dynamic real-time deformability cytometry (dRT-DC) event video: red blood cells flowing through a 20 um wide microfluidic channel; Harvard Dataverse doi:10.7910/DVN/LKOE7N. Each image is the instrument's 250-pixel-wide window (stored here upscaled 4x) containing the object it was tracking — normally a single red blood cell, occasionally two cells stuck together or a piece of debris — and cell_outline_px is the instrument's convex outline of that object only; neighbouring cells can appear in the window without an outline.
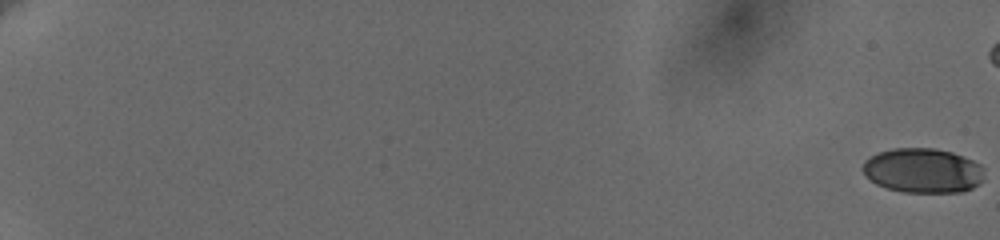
{"species": "human", "species_latin": "Homo sapiens", "temperature_condition": "cold", "stored_images_in_passage": 58, "camera_frame_rate_fps": 3000, "um_per_image_px": 0.085, "donor": {"sex": "female"}, "frame": {"image": 1, "passage_image": 1, "time_ms": 0.0, "image_size_px": [1000, 240], "cell_outline_px": [[984, 180], [980, 184], [964, 192], [904, 192], [888, 188], [876, 184], [860, 168], [864, 160], [880, 152], [892, 148], [936, 148], [952, 152], [964, 156], [980, 164], [984, 168]], "centroid_in_image_um": [78.49, 14.49], "position_along_channel_um": 6.5, "area_um2": 31.85}}
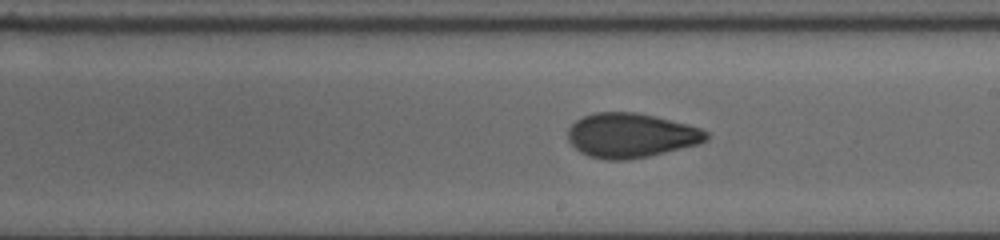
{"frame": {"image": 2, "passage_image": 40, "time_ms": 13.0, "image_size_px": [1000, 240], "cell_outline_px": [[708, 140], [700, 144], [648, 156], [628, 160], [608, 160], [588, 156], [580, 152], [568, 140], [568, 128], [576, 120], [584, 116], [596, 112], [636, 112], [688, 124], [700, 128], [708, 132]], "centroid_in_image_um": [53.64, 11.51], "position_along_channel_um": 235.4, "area_um2": 35.89}}
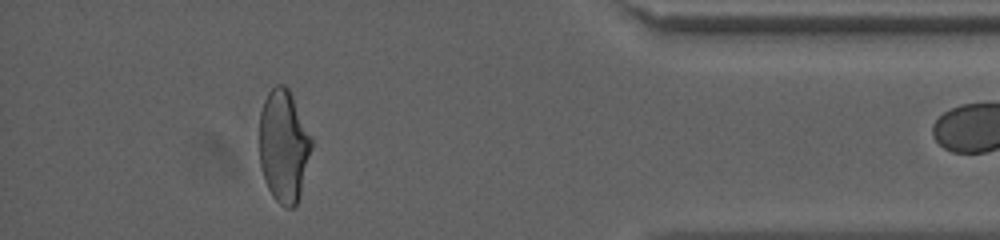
{"frame": {"image": 3, "passage_image": 57, "time_ms": 18.667, "image_size_px": [1000, 240], "cell_outline_px": [[312, 148], [300, 192], [296, 204], [292, 208], [284, 208], [272, 196], [264, 180], [260, 168], [260, 112], [264, 100], [268, 92], [276, 84], [284, 84], [288, 88], [312, 136]], "centroid_in_image_um": [24.11, 12.4], "position_along_channel_um": 411.1, "area_um2": 34.16}}